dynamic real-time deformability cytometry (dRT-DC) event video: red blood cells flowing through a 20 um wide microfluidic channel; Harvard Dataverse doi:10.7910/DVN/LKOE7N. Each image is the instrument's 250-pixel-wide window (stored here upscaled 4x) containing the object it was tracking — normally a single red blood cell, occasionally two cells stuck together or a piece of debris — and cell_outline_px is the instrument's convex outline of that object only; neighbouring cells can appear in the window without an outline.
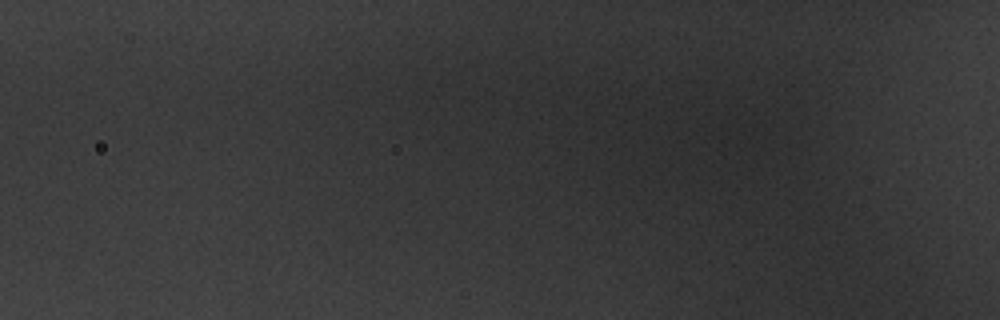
{"species": "common noctule bat (a hibernating species)", "species_latin": "Nyctalus noctula", "temperature_condition": "warm", "stored_images_in_passage": 2, "segment_of_instrument_passage": [2, 2], "camera_frame_rate_fps": 3000, "um_per_image_px": 0.085, "animal": {"sex": "male", "body_mass_g": 20.1, "forearm_length_mm": 53.5}, "frame": {"image": 1, "passage_image": 2, "time_ms": 0.333, "image_size_px": [1000, 320], "cell_outline_px": [[816, 148], [812, 164], [776, 164], [720, 148], [712, 136], [720, 124], [736, 120], [772, 120], [800, 128]], "centroid_in_image_um": [65.12, 12.01], "position_along_channel_um": 60.7, "area_um2": 24.62}}